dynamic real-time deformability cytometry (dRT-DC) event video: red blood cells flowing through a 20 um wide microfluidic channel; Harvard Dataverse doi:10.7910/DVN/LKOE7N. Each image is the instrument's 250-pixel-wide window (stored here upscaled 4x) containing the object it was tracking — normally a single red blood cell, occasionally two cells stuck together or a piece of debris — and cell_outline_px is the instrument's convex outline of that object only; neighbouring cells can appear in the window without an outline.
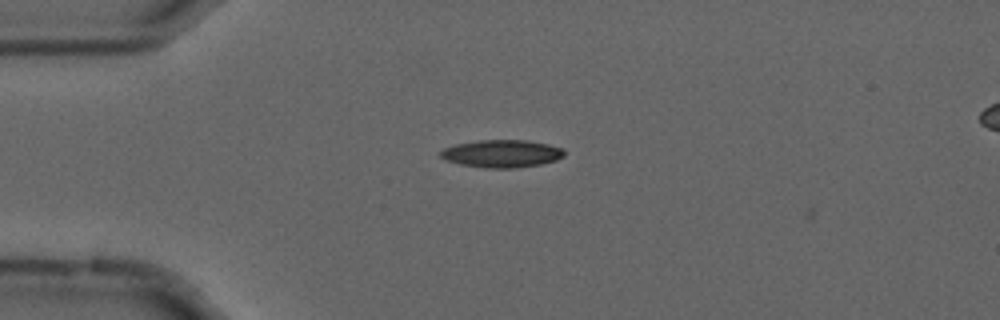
{"species": "common noctule bat (a hibernating species)", "species_latin": "Nyctalus noctula", "temperature_condition": "cold", "stored_images_in_passage": 6, "camera_frame_rate_fps": 3000, "um_per_image_px": 0.085, "animal": {"sex": "male", "forearm_length_mm": 52.5}, "frame": {"image": 1, "passage_image": 4, "time_ms": 1.0, "image_size_px": [1000, 320], "cell_outline_px": [[564, 156], [556, 160], [540, 164], [516, 168], [484, 168], [460, 164], [444, 160], [440, 156], [440, 152], [444, 148], [456, 144], [480, 140], [528, 140], [548, 144], [564, 148]], "centroid_in_image_um": [42.65, 13.06], "position_along_channel_um": 42.3, "area_um2": 20.0}}